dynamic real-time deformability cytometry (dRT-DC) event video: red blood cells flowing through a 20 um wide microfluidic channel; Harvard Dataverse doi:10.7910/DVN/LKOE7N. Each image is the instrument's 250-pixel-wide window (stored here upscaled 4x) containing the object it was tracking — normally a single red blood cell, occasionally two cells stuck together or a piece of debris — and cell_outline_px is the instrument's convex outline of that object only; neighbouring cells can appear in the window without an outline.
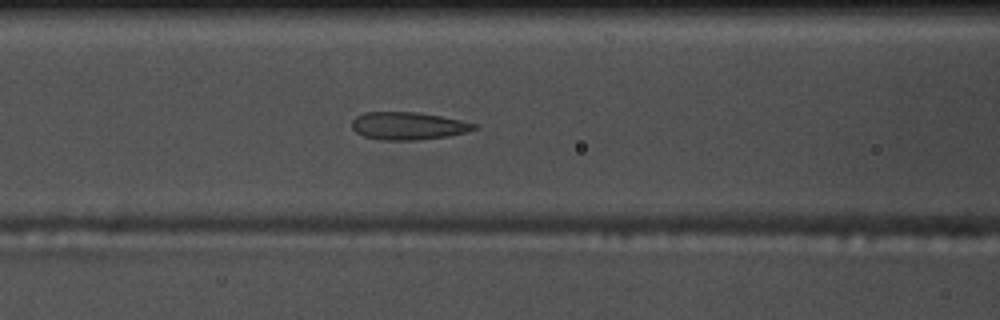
{"species": "common noctule bat (a hibernating species)", "species_latin": "Nyctalus noctula", "temperature_condition": "warm", "stored_images_in_passage": 37, "segment_of_instrument_passage": [1, 2], "camera_frame_rate_fps": 3000, "um_per_image_px": 0.085, "animal": {"sex": "male", "body_mass_g": 17.5, "forearm_length_mm": 52.3}, "frame": {"image": 1, "passage_image": 10, "time_ms": 3.0, "image_size_px": [1000, 320], "cell_outline_px": [[476, 128], [464, 132], [448, 136], [416, 140], [380, 140], [364, 136], [356, 132], [352, 128], [352, 120], [356, 116], [364, 112], [420, 112], [460, 120], [476, 124]], "centroid_in_image_um": [34.64, 10.69], "position_along_channel_um": 132.0, "area_um2": 19.59}}
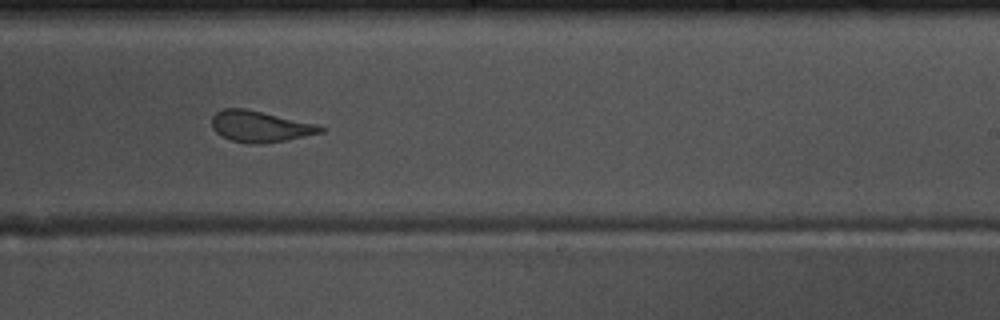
{"frame": {"image": 2, "passage_image": 21, "time_ms": 6.667, "image_size_px": [1000, 320], "cell_outline_px": [[324, 132], [284, 140], [260, 144], [248, 144], [232, 140], [220, 136], [212, 128], [212, 116], [216, 112], [224, 108], [244, 108], [316, 124], [324, 128]], "centroid_in_image_um": [22.05, 10.75], "position_along_channel_um": 266.9, "area_um2": 19.54}}
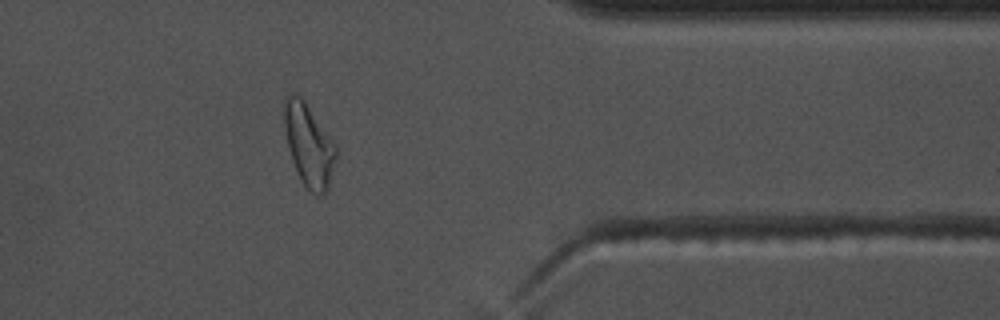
{"frame": {"image": 3, "passage_image": 32, "time_ms": 10.333, "image_size_px": [1000, 320], "cell_outline_px": [[336, 156], [328, 188], [320, 196], [316, 196], [300, 180], [292, 160], [288, 144], [284, 124], [284, 100], [288, 92], [296, 92], [304, 100], [336, 144]], "centroid_in_image_um": [26.24, 12.29], "position_along_channel_um": 385.2, "area_um2": 24.68}}